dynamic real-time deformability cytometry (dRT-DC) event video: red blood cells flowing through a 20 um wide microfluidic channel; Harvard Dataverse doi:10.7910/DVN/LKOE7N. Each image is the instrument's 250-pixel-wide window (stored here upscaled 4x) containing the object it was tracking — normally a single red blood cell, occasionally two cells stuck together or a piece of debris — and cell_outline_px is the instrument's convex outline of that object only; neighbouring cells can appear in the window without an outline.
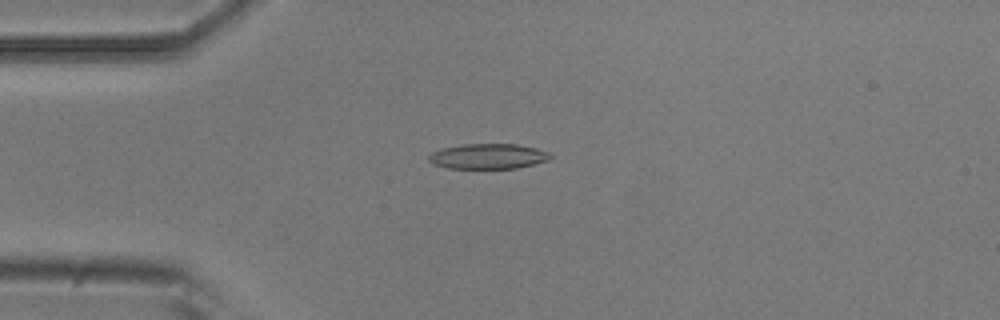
{"species": "common noctule bat (a hibernating species)", "species_latin": "Nyctalus noctula", "temperature_condition": "room temperature", "stored_images_in_passage": 52, "camera_frame_rate_fps": 3000, "um_per_image_px": 0.085, "animal": {"sex": "male", "body_mass_g": 20.5, "forearm_length_mm": 52.5}, "frame": {"image": 1, "passage_image": 13, "time_ms": 4.0, "image_size_px": [1000, 320], "cell_outline_px": [[552, 156], [548, 160], [516, 168], [448, 168], [432, 164], [428, 160], [428, 156], [432, 152], [444, 148], [460, 144], [516, 144], [536, 148], [548, 152]], "centroid_in_image_um": [41.46, 13.28], "position_along_channel_um": 43.5, "area_um2": 17.74}}
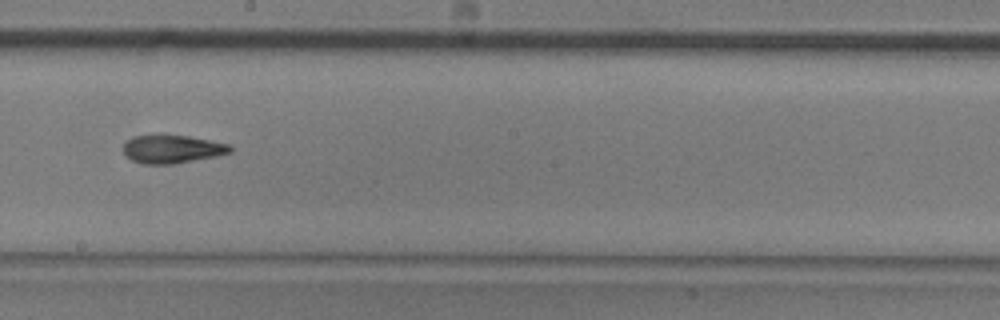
{"frame": {"image": 2, "passage_image": 29, "time_ms": 9.333, "image_size_px": [1000, 320], "cell_outline_px": [[232, 152], [216, 156], [172, 164], [140, 164], [132, 160], [124, 152], [124, 144], [132, 136], [160, 132], [164, 132], [188, 136], [232, 144]], "centroid_in_image_um": [14.63, 12.62], "position_along_channel_um": 233.6, "area_um2": 18.21}}
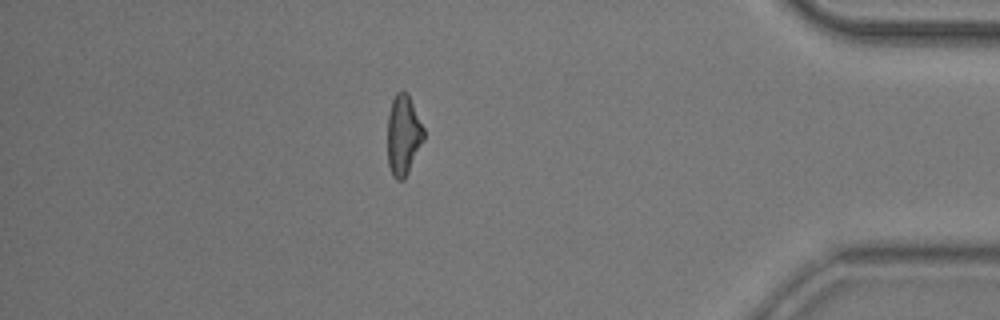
{"frame": {"image": 3, "passage_image": 45, "time_ms": 14.667, "image_size_px": [1000, 320], "cell_outline_px": [[424, 140], [404, 180], [396, 180], [392, 176], [388, 164], [388, 116], [392, 100], [396, 92], [408, 92], [424, 128]], "centroid_in_image_um": [34.29, 11.49], "position_along_channel_um": 400.9, "area_um2": 16.99}, "authors_computed_cell_mechanics": {"area_um2": 17.918, "velocity_mm_per_s": 3.89, "shape_relaxation_time_tau1_ms": 7.9321, "shape_relaxation_time_tau2_ms": 3.0803, "deformation_change_tau1": 0.2223, "deformation_change_tau2": 0.1184}}